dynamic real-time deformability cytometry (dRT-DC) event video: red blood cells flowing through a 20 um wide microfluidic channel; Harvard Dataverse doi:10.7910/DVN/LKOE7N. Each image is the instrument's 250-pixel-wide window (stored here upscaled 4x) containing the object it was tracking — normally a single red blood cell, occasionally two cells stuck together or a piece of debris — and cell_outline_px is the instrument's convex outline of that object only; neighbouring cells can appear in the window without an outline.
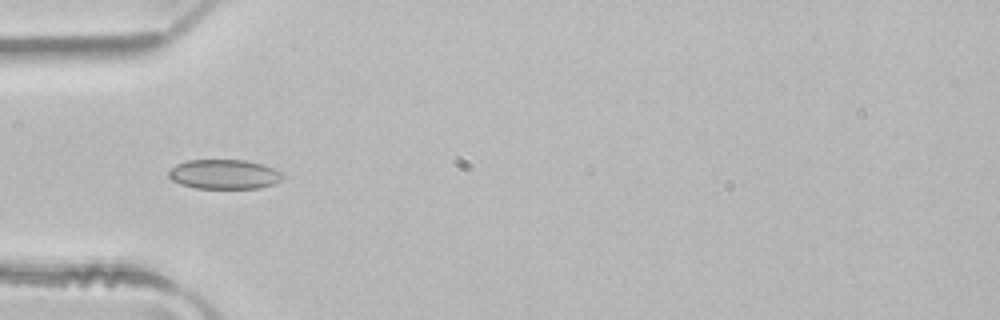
{"species": "common noctule bat (a hibernating species)", "species_latin": "Nyctalus noctula", "temperature_condition": "room temperature", "stored_images_in_passage": 4, "camera_frame_rate_fps": 3000, "um_per_image_px": 0.085, "animal": {"sex": "male", "body_mass_g": 21.5, "forearm_length_mm": 52.0}, "frame": {"image": 1, "passage_image": 3, "time_ms": 0.667, "image_size_px": [1000, 320], "cell_outline_px": [[284, 176], [280, 180], [272, 184], [260, 188], [196, 188], [180, 184], [172, 180], [168, 176], [168, 172], [176, 164], [188, 160], [244, 160], [264, 164], [280, 172]], "centroid_in_image_um": [19.04, 14.81], "position_along_channel_um": 66.0, "area_um2": 19.54}}
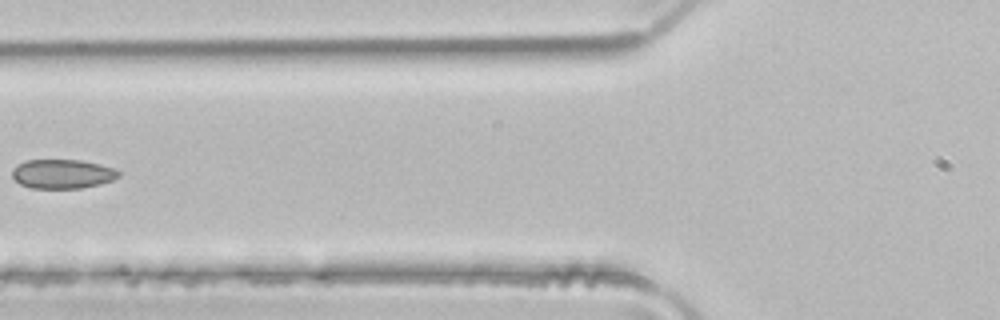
{"frame": {"image": 2, "passage_image": 4, "time_ms": 1.0, "image_size_px": [1000, 320], "cell_outline_px": [[120, 176], [112, 180], [100, 184], [80, 188], [32, 188], [20, 184], [12, 176], [12, 168], [16, 164], [24, 160], [80, 160], [100, 164], [112, 168], [120, 172]], "centroid_in_image_um": [5.28, 14.77], "position_along_channel_um": 120.5, "area_um2": 18.15}}